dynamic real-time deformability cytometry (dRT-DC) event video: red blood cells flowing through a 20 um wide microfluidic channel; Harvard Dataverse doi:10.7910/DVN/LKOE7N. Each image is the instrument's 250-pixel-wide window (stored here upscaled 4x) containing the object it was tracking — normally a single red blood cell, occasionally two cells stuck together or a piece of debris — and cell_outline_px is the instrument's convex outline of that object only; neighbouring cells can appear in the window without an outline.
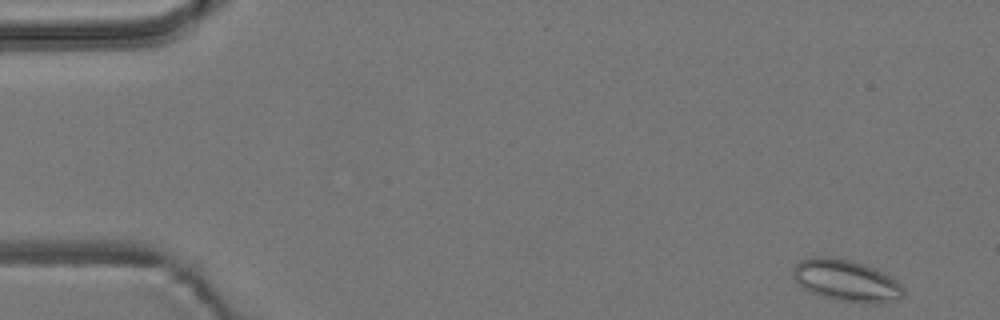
{"species": "common noctule bat (a hibernating species)", "species_latin": "Nyctalus noctula", "temperature_condition": "room temperature", "stored_images_in_passage": 53, "camera_frame_rate_fps": 3000, "um_per_image_px": 0.085, "animal": {"sex": "male", "body_mass_g": 19.2, "forearm_length_mm": 51.8}, "frame": {"image": 1, "passage_image": 1, "time_ms": 0.0, "image_size_px": [1000, 320], "cell_outline_px": [[904, 296], [900, 300], [880, 304], [872, 304], [836, 300], [820, 296], [808, 292], [796, 284], [792, 276], [792, 268], [800, 260], [812, 256], [832, 256], [852, 260], [864, 264], [896, 280], [904, 288]], "centroid_in_image_um": [71.89, 23.86], "position_along_channel_um": 13.1, "area_um2": 27.46}}
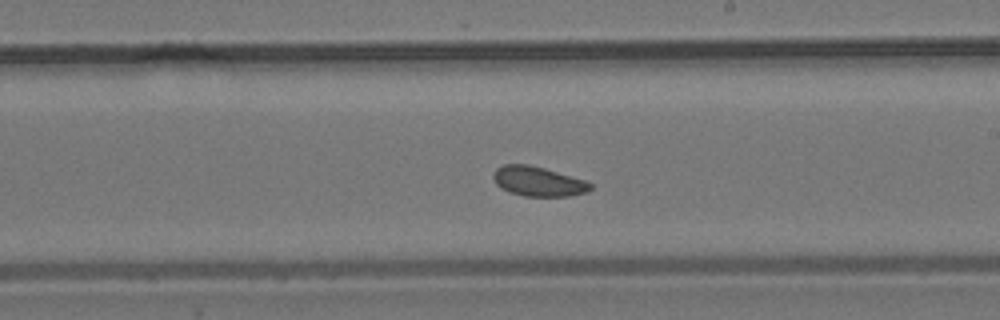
{"frame": {"image": 2, "passage_image": 30, "time_ms": 9.667, "image_size_px": [1000, 320], "cell_outline_px": [[592, 188], [588, 192], [572, 196], [524, 196], [508, 192], [500, 188], [496, 184], [492, 176], [496, 168], [504, 164], [528, 164], [544, 168], [584, 180], [592, 184]], "centroid_in_image_um": [45.72, 15.42], "position_along_channel_um": 243.3, "area_um2": 16.88}}
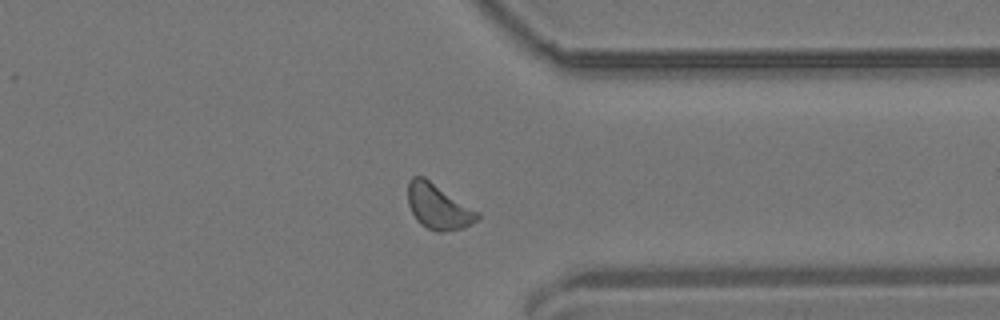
{"frame": {"image": 3, "passage_image": 41, "time_ms": 13.333, "image_size_px": [1000, 320], "cell_outline_px": [[480, 216], [476, 220], [464, 228], [444, 232], [436, 232], [420, 224], [416, 220], [408, 204], [408, 180], [412, 176], [424, 176], [480, 212]], "centroid_in_image_um": [37.25, 17.56], "position_along_channel_um": 374.2, "area_um2": 18.5}}